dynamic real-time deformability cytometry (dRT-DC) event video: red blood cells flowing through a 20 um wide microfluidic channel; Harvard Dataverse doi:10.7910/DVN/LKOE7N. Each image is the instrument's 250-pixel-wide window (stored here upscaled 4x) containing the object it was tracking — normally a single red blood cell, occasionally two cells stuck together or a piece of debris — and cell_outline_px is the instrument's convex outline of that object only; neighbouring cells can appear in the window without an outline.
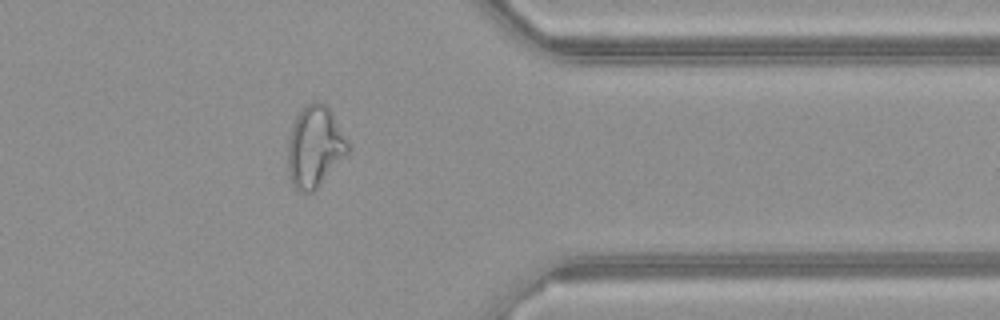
{"species": "common noctule bat (a hibernating species)", "species_latin": "Nyctalus noctula", "temperature_condition": "warm", "stored_images_in_passage": 35, "camera_frame_rate_fps": 3000, "um_per_image_px": 0.085, "animal": {"sex": "female", "body_mass_g": 21.9}, "frame": {"image": 1, "passage_image": 25, "time_ms": 8.0, "image_size_px": [1000, 320], "cell_outline_px": [[352, 148], [320, 184], [312, 192], [300, 192], [292, 184], [288, 176], [288, 144], [292, 128], [296, 116], [308, 104], [316, 100], [324, 104], [332, 112], [352, 144]], "centroid_in_image_um": [26.79, 12.47], "position_along_channel_um": 384.6, "area_um2": 28.44}, "authors_computed_cell_mechanics": {"area_um2": 25.0274, "velocity_mm_per_s": 4.1543, "shape_relaxation_time_tau1_ms": null, "shape_relaxation_time_tau2_ms": 2.0521, "deformation_change_tau1": null, "deformation_change_tau2": 0.1179}}